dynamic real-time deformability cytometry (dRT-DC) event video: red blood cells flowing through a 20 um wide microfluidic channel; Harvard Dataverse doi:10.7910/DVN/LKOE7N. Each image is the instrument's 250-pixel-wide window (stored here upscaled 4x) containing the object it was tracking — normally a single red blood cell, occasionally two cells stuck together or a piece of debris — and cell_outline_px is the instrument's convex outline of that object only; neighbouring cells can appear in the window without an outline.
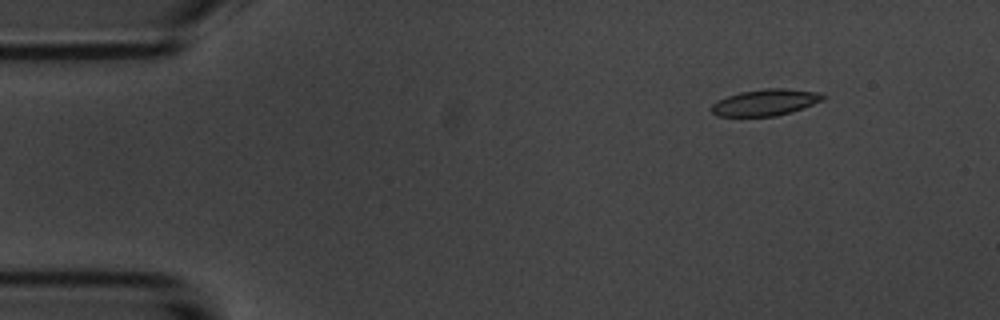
{"species": "common noctule bat (a hibernating species)", "species_latin": "Nyctalus noctula", "temperature_condition": "room temperature", "stored_images_in_passage": 10, "camera_frame_rate_fps": 3000, "um_per_image_px": 0.085, "animal": {"sex": "male", "body_mass_g": 20.1, "forearm_length_mm": 53.5}, "frame": {"image": 1, "passage_image": 2, "time_ms": 1.333, "image_size_px": [1000, 320], "cell_outline_px": [[824, 100], [792, 112], [776, 116], [716, 116], [712, 112], [712, 104], [716, 100], [740, 92], [764, 88], [784, 88], [820, 92], [824, 96]], "centroid_in_image_um": [65.06, 8.7], "position_along_channel_um": 19.9, "area_um2": 17.22}}
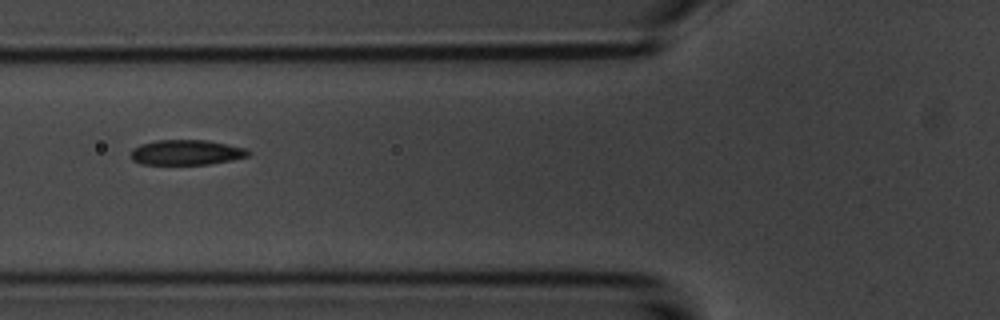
{"frame": {"image": 2, "passage_image": 6, "time_ms": 6.0, "image_size_px": [1000, 320], "cell_outline_px": [[252, 152], [248, 156], [208, 164], [140, 164], [132, 160], [132, 148], [140, 144], [156, 140], [208, 140], [248, 148]], "centroid_in_image_um": [15.85, 12.94], "position_along_channel_um": 110.0, "area_um2": 17.22}}
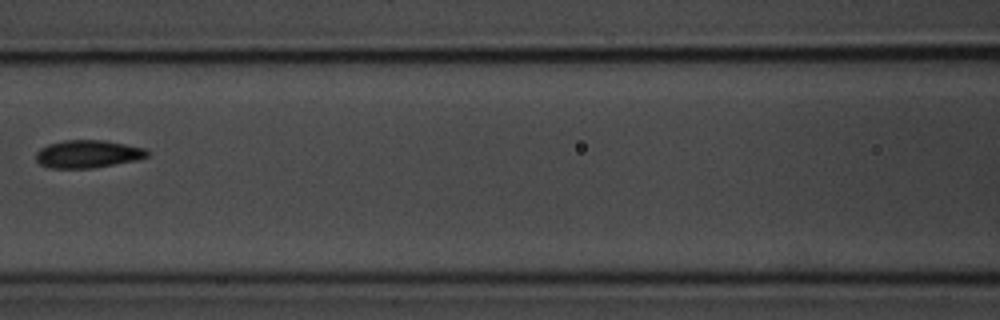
{"frame": {"image": 3, "passage_image": 7, "time_ms": 7.333, "image_size_px": [1000, 320], "cell_outline_px": [[152, 152], [148, 156], [136, 160], [92, 168], [48, 168], [40, 164], [36, 160], [36, 152], [40, 148], [48, 144], [64, 140], [104, 140], [144, 148]], "centroid_in_image_um": [7.45, 13.09], "position_along_channel_um": 159.1, "area_um2": 18.03}}